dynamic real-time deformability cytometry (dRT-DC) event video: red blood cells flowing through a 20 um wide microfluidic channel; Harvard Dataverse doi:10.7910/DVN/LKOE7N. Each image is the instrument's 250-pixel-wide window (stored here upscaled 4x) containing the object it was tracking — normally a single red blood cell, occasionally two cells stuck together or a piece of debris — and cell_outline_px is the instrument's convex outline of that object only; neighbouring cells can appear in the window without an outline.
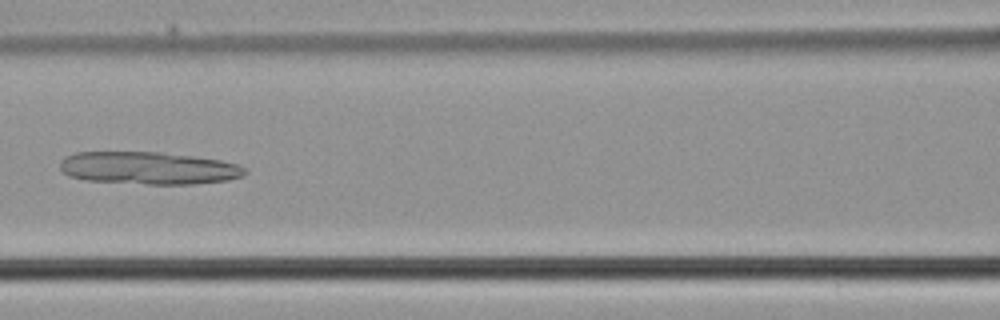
{"species": "common noctule bat (a hibernating species)", "species_latin": "Nyctalus noctula", "temperature_condition": "cold", "stored_images_in_passage": 44, "camera_frame_rate_fps": 3000, "um_per_image_px": 0.085, "animal": {"sex": "male", "body_mass_g": 21.5, "forearm_length_mm": 52.0}, "frame": {"image": 1, "passage_image": 20, "time_ms": 6.333, "image_size_px": [1000, 320], "cell_outline_px": [[248, 172], [244, 176], [228, 180], [192, 184], [148, 184], [84, 180], [68, 176], [60, 168], [60, 160], [64, 156], [76, 152], [160, 152], [192, 156], [220, 160], [236, 164], [244, 168]], "centroid_in_image_um": [12.6, 14.28], "position_along_channel_um": 154.0, "area_um2": 35.14}}
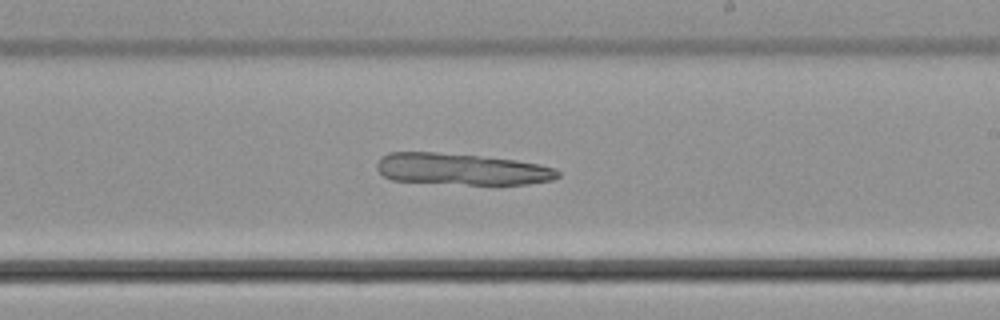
{"frame": {"image": 2, "passage_image": 27, "time_ms": 8.667, "image_size_px": [1000, 320], "cell_outline_px": [[560, 176], [552, 180], [528, 184], [496, 188], [392, 180], [384, 176], [376, 168], [376, 164], [380, 156], [388, 152], [436, 152], [516, 160], [536, 164], [552, 168], [560, 172]], "centroid_in_image_um": [39.25, 14.43], "position_along_channel_um": 249.8, "area_um2": 34.51}}
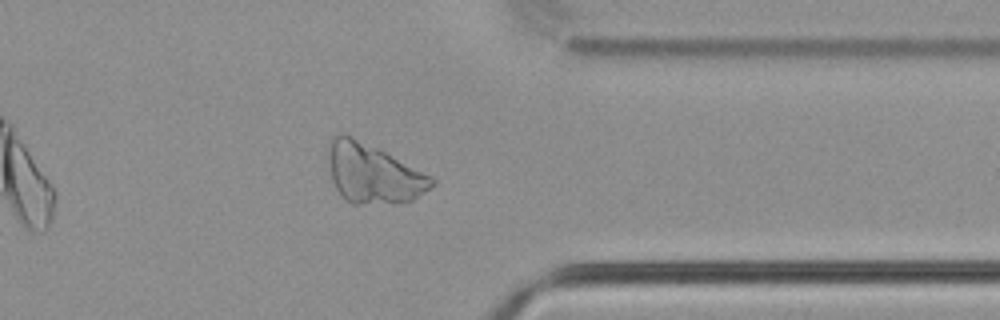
{"frame": {"image": 3, "passage_image": 37, "time_ms": 12.0, "image_size_px": [1000, 320], "cell_outline_px": [[436, 184], [412, 200], [360, 204], [352, 204], [344, 200], [336, 188], [332, 180], [328, 156], [328, 144], [332, 136], [340, 132], [344, 132], [432, 176], [436, 180]], "centroid_in_image_um": [31.67, 14.73], "position_along_channel_um": 379.7, "area_um2": 35.37}}